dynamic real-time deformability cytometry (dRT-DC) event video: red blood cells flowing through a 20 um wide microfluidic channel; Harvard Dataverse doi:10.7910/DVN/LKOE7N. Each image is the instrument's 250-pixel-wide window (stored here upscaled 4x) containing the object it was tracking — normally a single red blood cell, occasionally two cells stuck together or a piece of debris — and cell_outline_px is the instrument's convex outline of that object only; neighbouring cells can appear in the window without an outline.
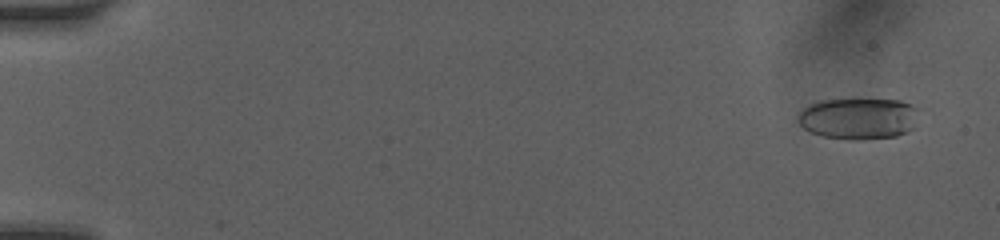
{"species": "human", "species_latin": "Homo sapiens", "temperature_condition": "room temperature", "stored_images_in_passage": 18, "camera_frame_rate_fps": 3000, "um_per_image_px": 0.085, "donor": {"sex": "female"}, "frame": {"image": 1, "passage_image": 1, "time_ms": 0.0, "image_size_px": [1000, 240], "cell_outline_px": [[920, 108], [916, 128], [908, 132], [896, 136], [860, 140], [848, 140], [824, 136], [812, 132], [804, 128], [796, 120], [796, 116], [804, 108], [820, 100], [852, 96], [860, 96], [900, 100], [912, 104]], "centroid_in_image_um": [73.04, 10.01], "position_along_channel_um": 12.0, "area_um2": 30.81}}
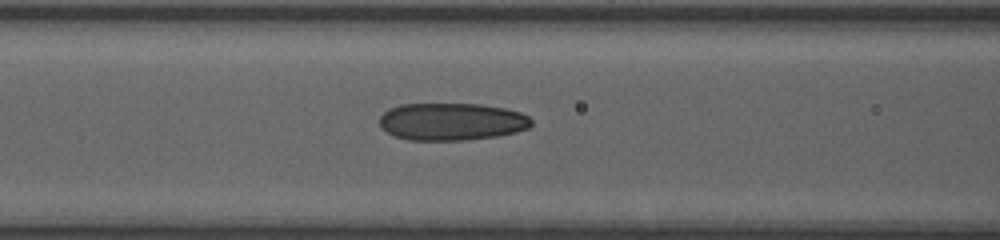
{"frame": {"image": 2, "passage_image": 11, "time_ms": 6.667, "image_size_px": [1000, 240], "cell_outline_px": [[532, 124], [528, 128], [516, 132], [496, 136], [460, 140], [408, 140], [396, 136], [388, 132], [380, 124], [380, 116], [388, 108], [400, 104], [480, 104], [504, 108], [520, 112], [528, 116], [532, 120]], "centroid_in_image_um": [38.39, 10.33], "position_along_channel_um": 128.2, "area_um2": 33.0}}
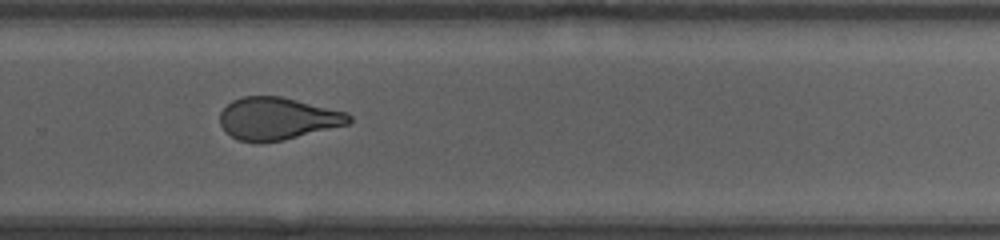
{"frame": {"image": 3, "passage_image": 18, "time_ms": 11.0, "image_size_px": [1000, 240], "cell_outline_px": [[352, 120], [348, 124], [284, 140], [260, 144], [240, 140], [224, 132], [220, 124], [220, 112], [232, 100], [244, 96], [280, 96], [348, 112], [352, 116]], "centroid_in_image_um": [23.58, 10.09], "position_along_channel_um": 306.2, "area_um2": 32.08}}